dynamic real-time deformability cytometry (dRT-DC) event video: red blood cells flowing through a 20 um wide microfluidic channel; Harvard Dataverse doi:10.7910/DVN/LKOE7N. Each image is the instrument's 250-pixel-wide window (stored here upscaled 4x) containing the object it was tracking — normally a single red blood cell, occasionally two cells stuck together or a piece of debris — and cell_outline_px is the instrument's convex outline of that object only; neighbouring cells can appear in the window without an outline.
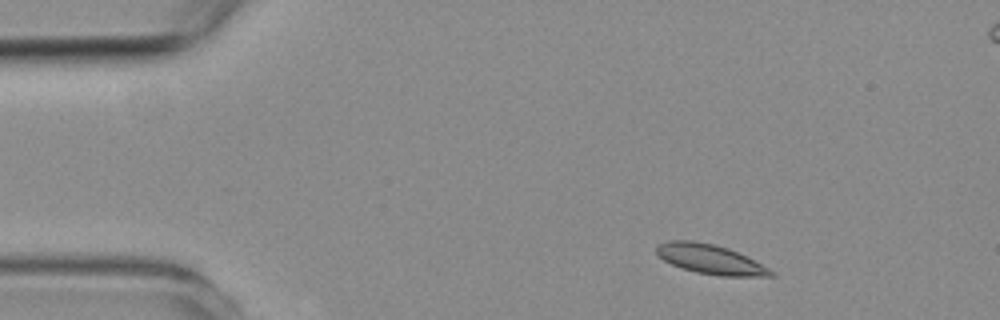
{"species": "common noctule bat (a hibernating species)", "species_latin": "Nyctalus noctula", "temperature_condition": "room temperature", "stored_images_in_passage": 3, "camera_frame_rate_fps": 3000, "um_per_image_px": 0.085, "animal": {"sex": "female", "body_mass_g": 19.3, "forearm_length_mm": 54.1}, "frame": {"image": 1, "passage_image": 1, "time_ms": 0.0, "image_size_px": [1000, 320], "cell_outline_px": [[776, 276], [720, 276], [696, 272], [680, 268], [664, 260], [656, 252], [656, 244], [668, 240], [692, 240], [712, 244], [728, 248], [776, 272]], "centroid_in_image_um": [60.33, 22.03], "position_along_channel_um": 24.7, "area_um2": 19.54}}